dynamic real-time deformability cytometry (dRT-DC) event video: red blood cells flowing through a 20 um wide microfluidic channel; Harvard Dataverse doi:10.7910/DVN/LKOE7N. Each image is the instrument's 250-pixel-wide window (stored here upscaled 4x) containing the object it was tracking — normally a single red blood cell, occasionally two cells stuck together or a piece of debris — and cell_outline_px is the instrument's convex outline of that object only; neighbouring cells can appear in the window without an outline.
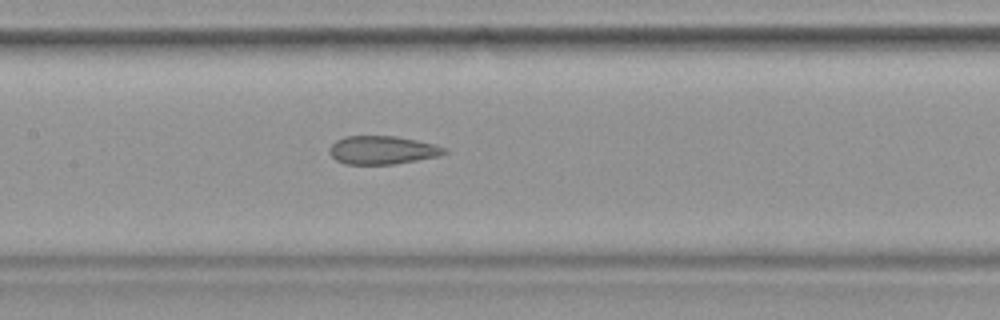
{"species": "common noctule bat (a hibernating species)", "species_latin": "Nyctalus noctula", "temperature_condition": "warm", "stored_images_in_passage": 32, "camera_frame_rate_fps": 3000, "um_per_image_px": 0.085, "animal": {"sex": "female", "body_mass_g": 19.9}, "frame": {"image": 1, "passage_image": 19, "time_ms": 6.0, "image_size_px": [1000, 320], "cell_outline_px": [[448, 152], [440, 156], [392, 164], [344, 164], [336, 160], [328, 152], [328, 148], [336, 140], [344, 136], [396, 136], [436, 144], [448, 148]], "centroid_in_image_um": [32.51, 12.75], "position_along_channel_um": 174.9, "area_um2": 19.13}}